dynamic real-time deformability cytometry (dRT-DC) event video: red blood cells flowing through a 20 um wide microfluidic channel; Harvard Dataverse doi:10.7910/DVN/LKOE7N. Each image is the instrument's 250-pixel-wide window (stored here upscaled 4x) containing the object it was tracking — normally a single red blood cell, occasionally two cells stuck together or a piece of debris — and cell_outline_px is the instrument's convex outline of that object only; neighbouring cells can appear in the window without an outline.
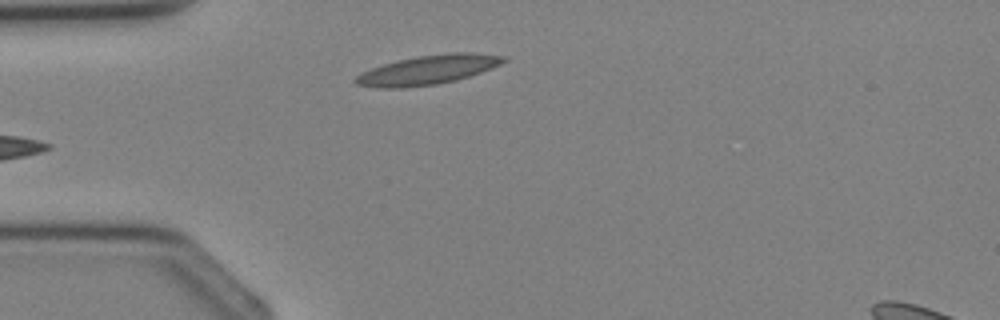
{"species": "Egyptian fruit bat (a non-hibernating species)", "species_latin": "Rousettus aegyptiacus", "temperature_condition": "cold", "stored_images_in_passage": 1, "camera_frame_rate_fps": 3000, "um_per_image_px": 0.085, "animal": {"sex": "female"}, "frame": {"image": 1, "passage_image": 1, "time_ms": 0.0, "image_size_px": [1000, 320], "cell_outline_px": [[508, 60], [492, 68], [456, 80], [436, 84], [400, 88], [380, 88], [356, 84], [352, 80], [360, 72], [396, 60], [416, 56], [448, 52], [468, 52], [508, 56]], "centroid_in_image_um": [36.37, 5.92], "position_along_channel_um": 48.6, "area_um2": 25.32}}